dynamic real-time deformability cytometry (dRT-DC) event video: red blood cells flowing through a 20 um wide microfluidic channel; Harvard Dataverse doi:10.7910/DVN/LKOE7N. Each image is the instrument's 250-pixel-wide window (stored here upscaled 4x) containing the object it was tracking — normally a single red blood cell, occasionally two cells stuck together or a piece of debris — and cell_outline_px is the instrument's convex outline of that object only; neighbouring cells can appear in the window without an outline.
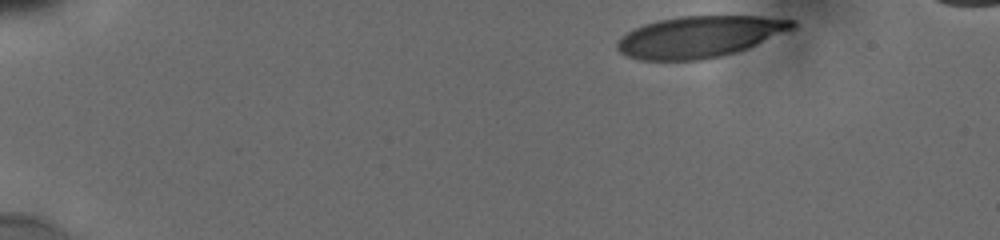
{"species": "human", "species_latin": "Homo sapiens", "temperature_condition": "cold", "stored_images_in_passage": 26, "camera_frame_rate_fps": 3000, "um_per_image_px": 0.085, "donor": {"sex": "male"}, "frame": {"image": 1, "passage_image": 1, "time_ms": 0.0, "image_size_px": [1000, 240], "cell_outline_px": [[796, 28], [748, 48], [736, 52], [720, 56], [700, 60], [640, 60], [628, 56], [620, 52], [616, 48], [616, 44], [620, 36], [632, 28], [644, 24], [660, 20], [680, 16], [760, 16], [796, 20]], "centroid_in_image_um": [59.46, 3.12], "position_along_channel_um": 25.5, "area_um2": 42.48}}
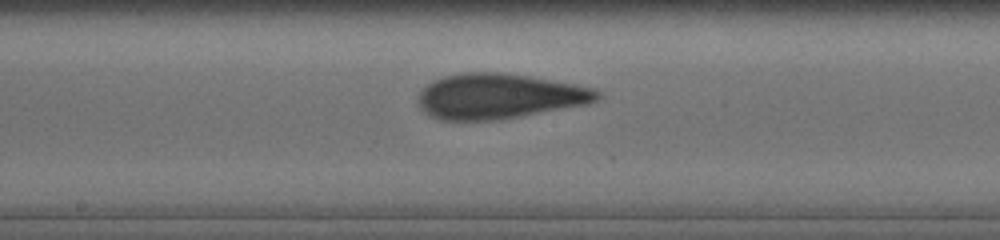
{"frame": {"image": 2, "passage_image": 17, "time_ms": 7.667, "image_size_px": [1000, 240], "cell_outline_px": [[600, 96], [596, 100], [588, 104], [492, 120], [444, 120], [432, 116], [420, 108], [420, 92], [432, 80], [444, 76], [464, 72], [500, 72], [528, 76], [576, 84], [592, 88], [600, 92]], "centroid_in_image_um": [42.42, 8.16], "position_along_channel_um": 205.8, "area_um2": 46.47}}
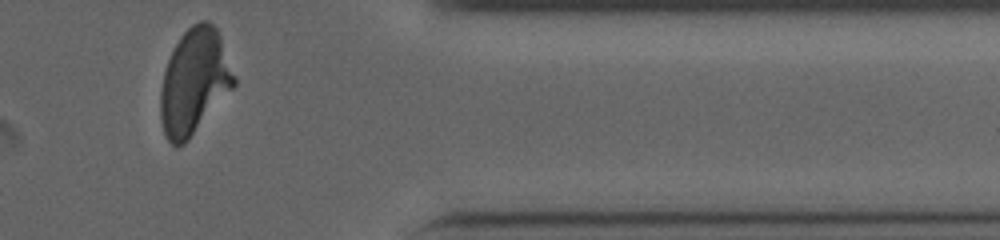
{"frame": {"image": 3, "passage_image": 26, "time_ms": 13.0, "image_size_px": [1000, 240], "cell_outline_px": [[236, 84], [188, 140], [184, 144], [176, 148], [168, 140], [164, 132], [160, 120], [160, 92], [164, 72], [168, 60], [180, 36], [192, 24], [200, 20], [208, 20], [216, 28], [220, 36], [236, 76]], "centroid_in_image_um": [16.51, 6.94], "position_along_channel_um": 394.9, "area_um2": 45.03}, "authors_computed_cell_mechanics": {"area_um2": 46.4423, "velocity_mm_per_s": 3.8183, "shape_relaxation_time_tau1_ms": 7.4345, "shape_relaxation_time_tau2_ms": 1.1493, "deformation_change_tau1": 0.2298, "deformation_change_tau2": 0.0843}}